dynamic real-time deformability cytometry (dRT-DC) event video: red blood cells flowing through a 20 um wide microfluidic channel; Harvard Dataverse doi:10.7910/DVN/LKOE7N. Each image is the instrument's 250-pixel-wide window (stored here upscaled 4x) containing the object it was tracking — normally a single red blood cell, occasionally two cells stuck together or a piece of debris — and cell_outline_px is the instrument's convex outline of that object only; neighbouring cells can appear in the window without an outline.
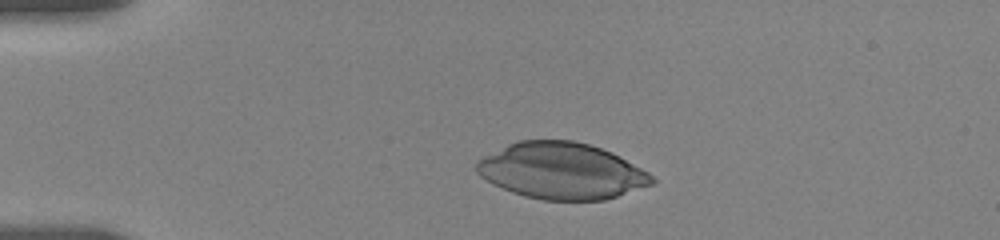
{"species": "human", "species_latin": "Homo sapiens", "temperature_condition": "room temperature", "stored_images_in_passage": 35, "camera_frame_rate_fps": 3000, "um_per_image_px": 0.085, "donor": {"sex": "female"}, "frame": {"image": 1, "passage_image": 1, "time_ms": 0.0, "image_size_px": [1000, 240], "cell_outline_px": [[656, 180], [652, 184], [604, 200], [544, 200], [524, 196], [512, 192], [492, 184], [480, 176], [476, 172], [476, 160], [508, 144], [520, 140], [572, 140], [588, 144], [612, 152], [620, 156], [648, 172]], "centroid_in_image_um": [47.71, 14.52], "position_along_channel_um": 37.3, "area_um2": 57.4}}
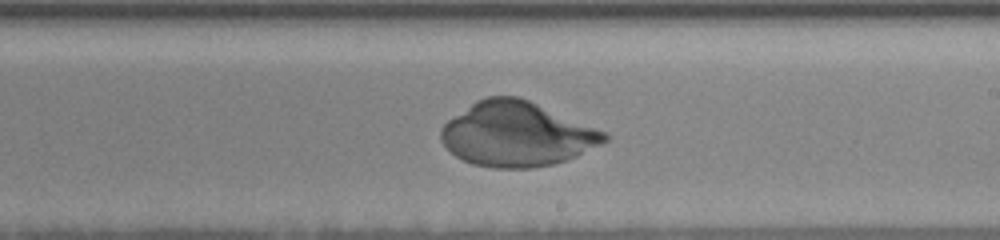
{"frame": {"image": 2, "passage_image": 22, "time_ms": 7.0, "image_size_px": [1000, 240], "cell_outline_px": [[608, 140], [576, 156], [552, 164], [532, 168], [492, 168], [472, 164], [456, 156], [440, 140], [440, 128], [448, 120], [476, 100], [488, 96], [520, 96], [604, 132], [608, 136]], "centroid_in_image_um": [43.88, 11.4], "position_along_channel_um": 245.1, "area_um2": 60.92}}
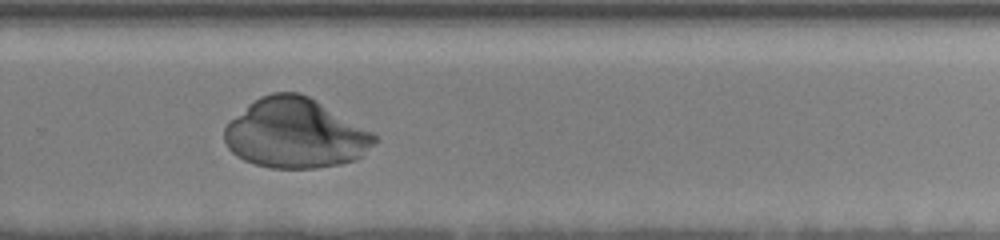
{"frame": {"image": 3, "passage_image": 27, "time_ms": 8.667, "image_size_px": [1000, 240], "cell_outline_px": [[376, 140], [364, 156], [356, 160], [340, 164], [316, 168], [272, 168], [256, 164], [244, 160], [236, 156], [228, 148], [224, 140], [224, 128], [248, 104], [260, 96], [272, 92], [300, 92], [316, 100], [372, 132], [376, 136]], "centroid_in_image_um": [25.1, 11.35], "position_along_channel_um": 304.7, "area_um2": 60.75}}